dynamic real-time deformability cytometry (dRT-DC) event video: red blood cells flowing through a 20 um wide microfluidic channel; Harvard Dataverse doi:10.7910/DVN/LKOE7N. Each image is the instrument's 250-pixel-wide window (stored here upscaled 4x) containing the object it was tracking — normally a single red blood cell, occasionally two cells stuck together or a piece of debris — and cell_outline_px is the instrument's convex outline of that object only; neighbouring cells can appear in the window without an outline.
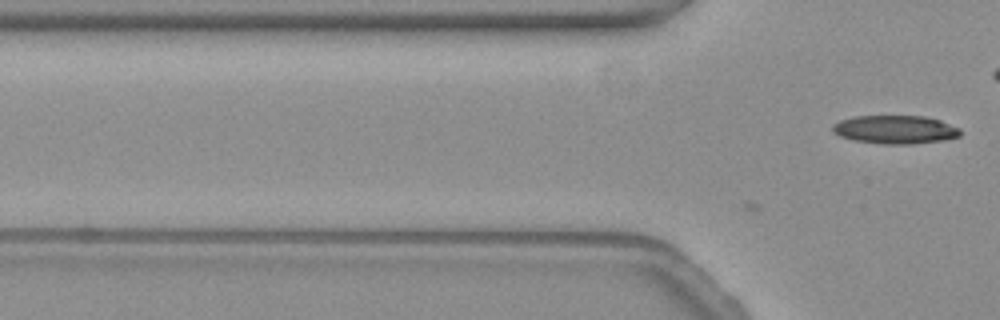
{"species": "common noctule bat (a hibernating species)", "species_latin": "Nyctalus noctula", "temperature_condition": "warm", "stored_images_in_passage": 7, "camera_frame_rate_fps": 3000, "um_per_image_px": 0.085, "animal": {"sex": "female", "body_mass_g": 19.3, "forearm_length_mm": 54.1}, "frame": {"image": 1, "passage_image": 7, "time_ms": 2.0, "image_size_px": [1000, 320], "cell_outline_px": [[960, 136], [940, 140], [912, 144], [888, 144], [856, 140], [840, 136], [832, 128], [832, 124], [840, 120], [852, 116], [924, 116], [940, 120], [960, 128]], "centroid_in_image_um": [76.1, 11.0], "position_along_channel_um": 49.7, "area_um2": 20.87}}